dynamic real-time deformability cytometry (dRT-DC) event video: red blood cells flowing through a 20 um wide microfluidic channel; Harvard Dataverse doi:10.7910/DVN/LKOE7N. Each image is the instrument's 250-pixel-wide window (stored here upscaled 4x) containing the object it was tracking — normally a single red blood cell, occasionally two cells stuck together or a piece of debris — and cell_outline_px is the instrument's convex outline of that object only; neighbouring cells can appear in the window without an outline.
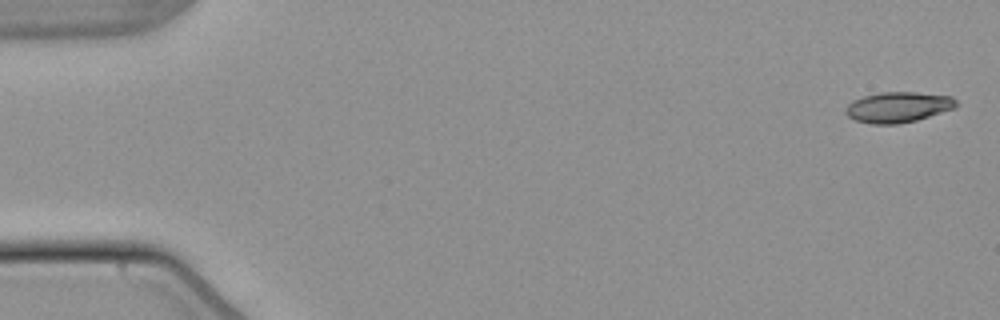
{"species": "common noctule bat (a hibernating species)", "species_latin": "Nyctalus noctula", "temperature_condition": "warm", "stored_images_in_passage": 53, "camera_frame_rate_fps": 3000, "um_per_image_px": 0.085, "animal": {"sex": "male", "body_mass_g": 21.5, "forearm_length_mm": 52.0}, "frame": {"image": 1, "passage_image": 1, "time_ms": 0.0, "image_size_px": [1000, 320], "cell_outline_px": [[956, 108], [916, 120], [896, 124], [872, 124], [856, 120], [848, 116], [844, 112], [844, 108], [852, 100], [864, 96], [880, 92], [916, 92], [952, 96], [956, 100]], "centroid_in_image_um": [76.32, 9.1], "position_along_channel_um": 8.7, "area_um2": 19.71}}
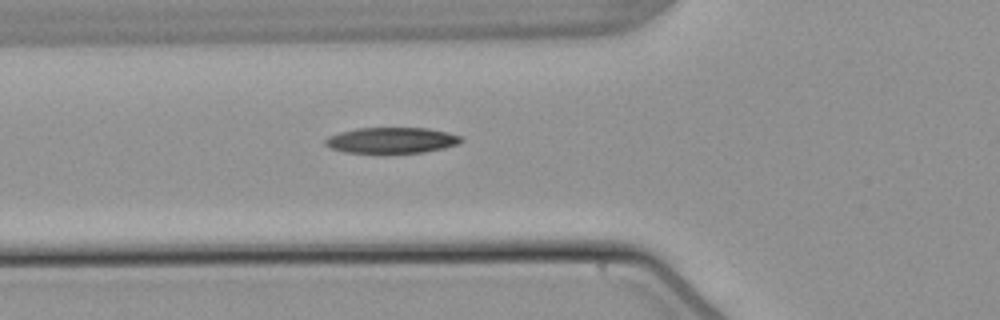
{"frame": {"image": 2, "passage_image": 19, "time_ms": 6.0, "image_size_px": [1000, 320], "cell_outline_px": [[464, 140], [456, 144], [444, 148], [424, 152], [344, 152], [332, 148], [324, 144], [324, 140], [328, 136], [340, 132], [356, 128], [428, 128], [448, 132], [460, 136]], "centroid_in_image_um": [33.28, 11.91], "position_along_channel_um": 92.5, "area_um2": 20.23}}
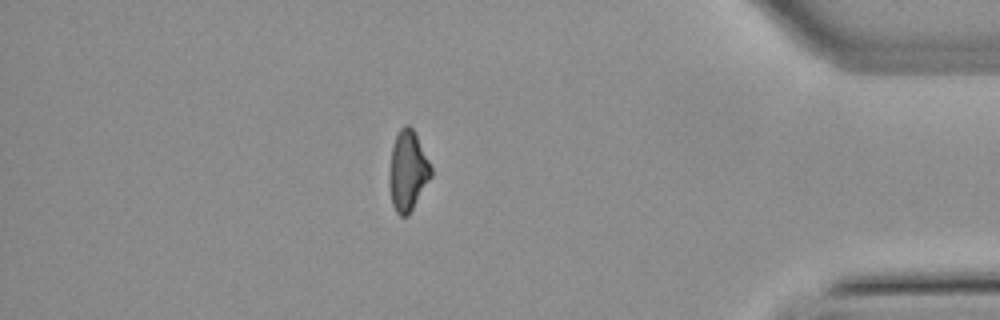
{"frame": {"image": 3, "passage_image": 46, "time_ms": 15.0, "image_size_px": [1000, 320], "cell_outline_px": [[432, 176], [408, 216], [400, 216], [396, 212], [392, 204], [388, 184], [388, 172], [392, 148], [396, 136], [400, 128], [404, 124], [408, 124], [412, 128], [432, 168]], "centroid_in_image_um": [34.63, 14.55], "position_along_channel_um": 400.6, "area_um2": 19.48}}